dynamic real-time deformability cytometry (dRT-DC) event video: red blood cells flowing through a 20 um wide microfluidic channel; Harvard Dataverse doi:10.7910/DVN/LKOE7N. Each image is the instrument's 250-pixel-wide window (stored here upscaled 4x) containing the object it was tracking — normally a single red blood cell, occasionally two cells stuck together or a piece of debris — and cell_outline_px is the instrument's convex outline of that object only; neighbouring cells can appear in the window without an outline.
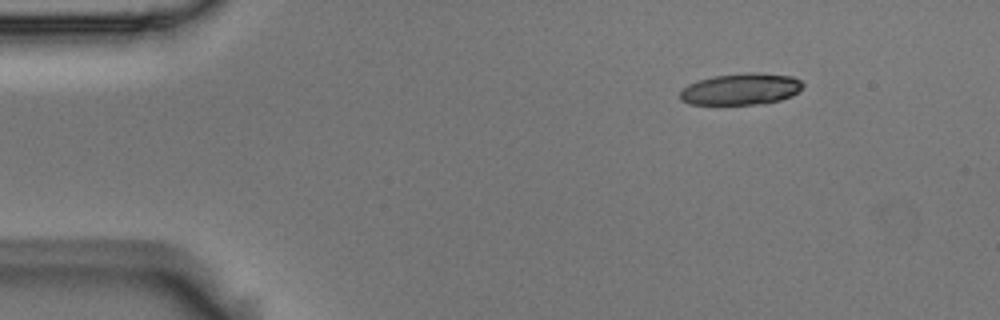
{"species": "Egyptian fruit bat (a non-hibernating species)", "species_latin": "Rousettus aegyptiacus", "temperature_condition": "room temperature", "stored_images_in_passage": 2, "camera_frame_rate_fps": 3000, "um_per_image_px": 0.085, "animal": {"sex": "male"}, "frame": {"image": 1, "passage_image": 2, "time_ms": 0.333, "image_size_px": [1000, 320], "cell_outline_px": [[804, 84], [792, 96], [780, 100], [764, 104], [688, 104], [680, 100], [680, 92], [688, 84], [696, 80], [712, 76], [744, 72], [756, 72], [792, 76], [800, 80]], "centroid_in_image_um": [62.96, 7.56], "position_along_channel_um": 22.0, "area_um2": 22.77}}